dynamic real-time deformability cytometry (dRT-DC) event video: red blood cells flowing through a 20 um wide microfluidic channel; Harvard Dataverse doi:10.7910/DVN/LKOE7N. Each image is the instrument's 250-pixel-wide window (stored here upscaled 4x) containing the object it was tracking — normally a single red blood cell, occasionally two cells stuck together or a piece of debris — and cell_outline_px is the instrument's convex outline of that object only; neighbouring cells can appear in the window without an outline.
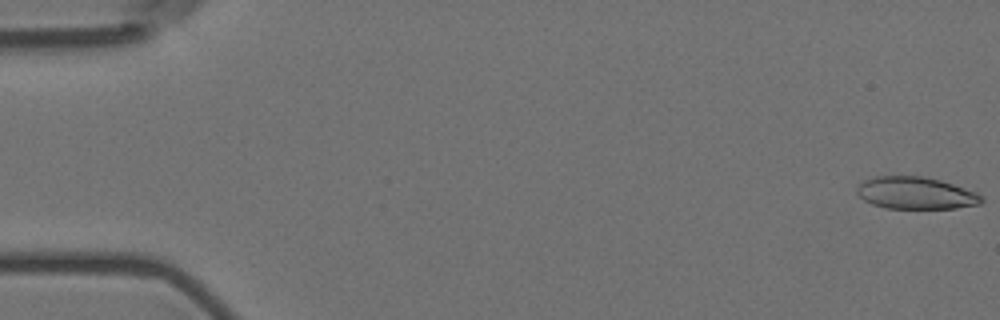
{"species": "Egyptian fruit bat (a non-hibernating species)", "species_latin": "Rousettus aegyptiacus", "temperature_condition": "room temperature", "stored_images_in_passage": 56, "camera_frame_rate_fps": 3000, "um_per_image_px": 0.085, "animal": {"sex": "female"}, "frame": {"image": 1, "passage_image": 1, "time_ms": 0.0, "image_size_px": [1000, 320], "cell_outline_px": [[984, 200], [980, 204], [956, 208], [884, 208], [872, 204], [864, 200], [856, 192], [856, 188], [864, 180], [876, 176], [924, 176], [940, 180], [976, 192]], "centroid_in_image_um": [77.81, 16.41], "position_along_channel_um": 7.2, "area_um2": 23.24}}
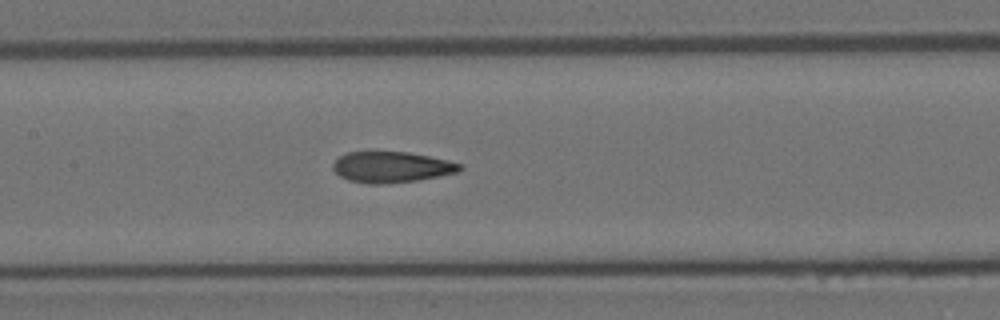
{"frame": {"image": 2, "passage_image": 27, "time_ms": 8.667, "image_size_px": [1000, 320], "cell_outline_px": [[464, 168], [460, 172], [416, 180], [384, 184], [368, 184], [348, 180], [340, 176], [332, 168], [332, 164], [340, 156], [348, 152], [408, 152], [448, 160], [464, 164]], "centroid_in_image_um": [33.31, 14.2], "position_along_channel_um": 174.1, "area_um2": 22.89}}
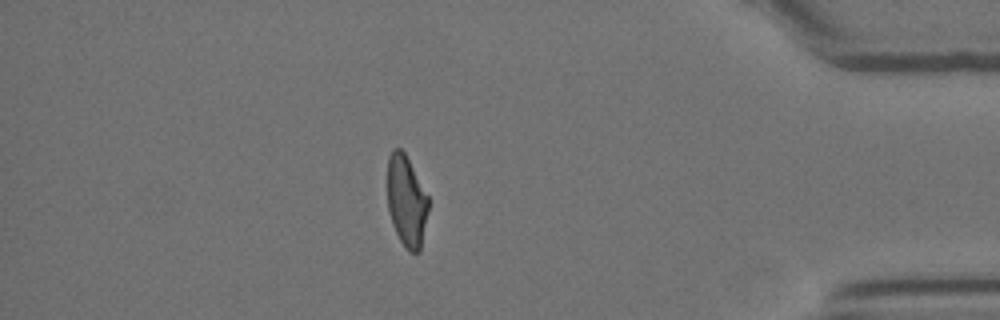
{"frame": {"image": 3, "passage_image": 49, "time_ms": 16.0, "image_size_px": [1000, 320], "cell_outline_px": [[428, 212], [420, 252], [408, 252], [400, 240], [392, 224], [388, 208], [388, 156], [392, 148], [400, 148], [404, 152], [428, 196]], "centroid_in_image_um": [34.55, 17.1], "position_along_channel_um": 400.7, "area_um2": 21.68}, "authors_computed_cell_mechanics": {"area_um2": 23.2356, "velocity_mm_per_s": 3.6202, "shape_relaxation_time_tau1_ms": 8.3358, "shape_relaxation_time_tau2_ms": 1.7209, "deformation_change_tau1": 0.2252, "deformation_change_tau2": 0.0991}}